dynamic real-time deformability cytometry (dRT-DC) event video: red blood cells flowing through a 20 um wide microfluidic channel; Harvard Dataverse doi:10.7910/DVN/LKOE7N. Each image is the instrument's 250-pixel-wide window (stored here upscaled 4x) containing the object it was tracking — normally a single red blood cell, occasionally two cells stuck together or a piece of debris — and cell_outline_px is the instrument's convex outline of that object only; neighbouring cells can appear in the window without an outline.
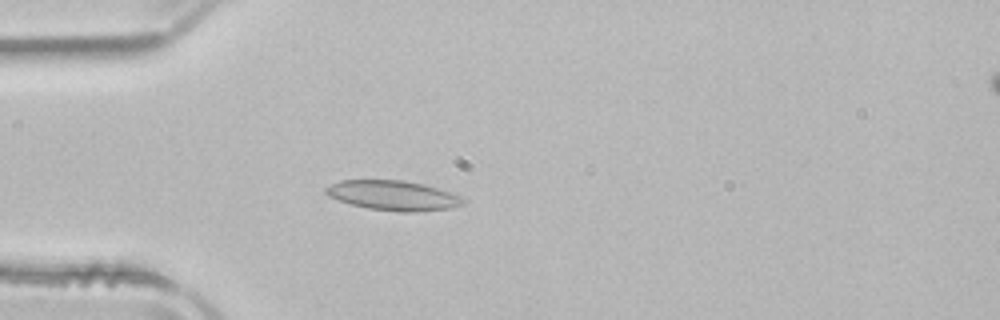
{"species": "common noctule bat (a hibernating species)", "species_latin": "Nyctalus noctula", "temperature_condition": "room temperature", "stored_images_in_passage": 51, "camera_frame_rate_fps": 3000, "um_per_image_px": 0.085, "animal": {"sex": "male", "body_mass_g": 21.5, "forearm_length_mm": 52.0}, "frame": {"image": 1, "passage_image": 14, "time_ms": 4.333, "image_size_px": [1000, 320], "cell_outline_px": [[464, 204], [448, 208], [416, 212], [400, 212], [368, 208], [352, 204], [328, 196], [324, 192], [324, 188], [340, 180], [404, 180], [424, 184], [464, 196]], "centroid_in_image_um": [33.44, 16.61], "position_along_channel_um": 51.6, "area_um2": 23.81}}
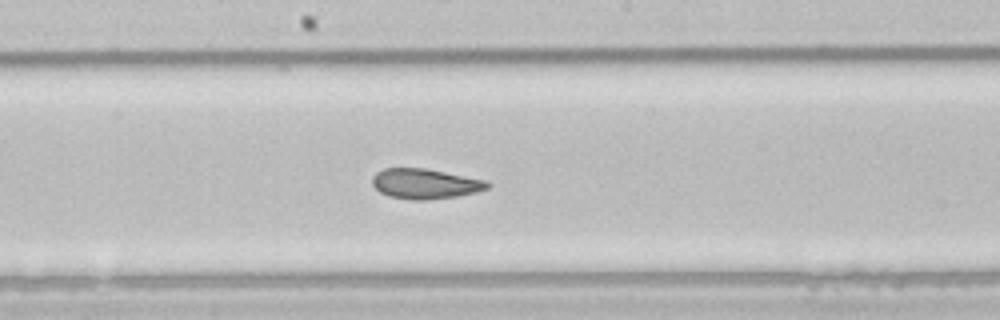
{"frame": {"image": 2, "passage_image": 27, "time_ms": 8.667, "image_size_px": [1000, 320], "cell_outline_px": [[492, 184], [488, 188], [476, 192], [456, 196], [428, 200], [408, 200], [388, 196], [380, 192], [372, 184], [372, 176], [376, 172], [384, 168], [424, 168], [488, 180]], "centroid_in_image_um": [36.14, 15.62], "position_along_channel_um": 212.1, "area_um2": 20.4}}
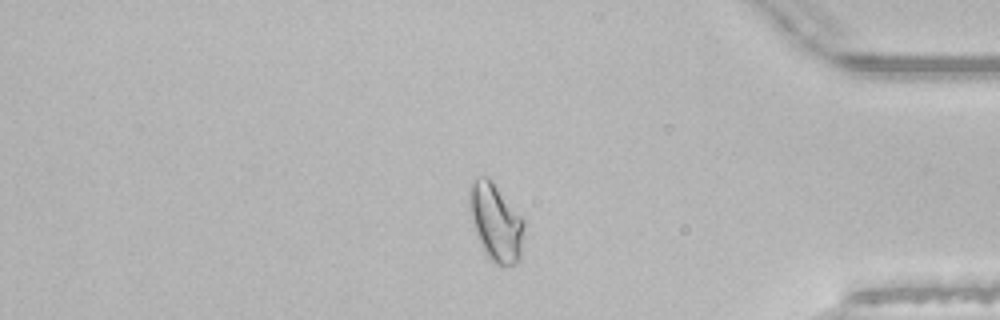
{"frame": {"image": 3, "passage_image": 43, "time_ms": 14.0, "image_size_px": [1000, 320], "cell_outline_px": [[524, 228], [520, 256], [516, 264], [496, 264], [484, 252], [476, 236], [472, 220], [472, 184], [476, 176], [488, 176], [492, 180], [524, 216]], "centroid_in_image_um": [42.2, 18.88], "position_along_channel_um": 393.0, "area_um2": 24.33}, "authors_computed_cell_mechanics": {"area_um2": 22.5998, "velocity_mm_per_s": 3.9126, "shape_relaxation_time_tau1_ms": null, "shape_relaxation_time_tau2_ms": 1.7312, "deformation_change_tau1": null, "deformation_change_tau2": 0.0539}}